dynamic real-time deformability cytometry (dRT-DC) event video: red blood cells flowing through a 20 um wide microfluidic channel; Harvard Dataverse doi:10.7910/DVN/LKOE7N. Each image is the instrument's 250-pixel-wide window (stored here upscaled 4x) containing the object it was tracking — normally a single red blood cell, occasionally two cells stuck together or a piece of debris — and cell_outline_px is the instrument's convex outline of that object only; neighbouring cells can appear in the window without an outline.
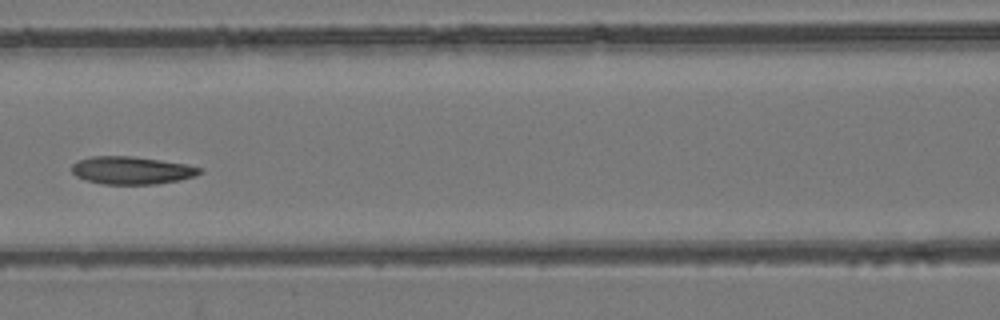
{"species": "common noctule bat (a hibernating species)", "species_latin": "Nyctalus noctula", "temperature_condition": "room temperature", "stored_images_in_passage": 7, "camera_frame_rate_fps": 3000, "um_per_image_px": 0.085, "animal": {"sex": "female", "body_mass_g": 24.6, "forearm_length_mm": 56.2}, "frame": {"image": 1, "passage_image": 7, "time_ms": 6.667, "image_size_px": [1000, 320], "cell_outline_px": [[204, 172], [196, 176], [180, 180], [156, 184], [104, 184], [84, 180], [76, 176], [72, 172], [72, 164], [76, 160], [92, 156], [132, 156], [160, 160], [184, 164], [204, 168]], "centroid_in_image_um": [11.2, 14.48], "position_along_channel_um": 155.4, "area_um2": 20.87}}